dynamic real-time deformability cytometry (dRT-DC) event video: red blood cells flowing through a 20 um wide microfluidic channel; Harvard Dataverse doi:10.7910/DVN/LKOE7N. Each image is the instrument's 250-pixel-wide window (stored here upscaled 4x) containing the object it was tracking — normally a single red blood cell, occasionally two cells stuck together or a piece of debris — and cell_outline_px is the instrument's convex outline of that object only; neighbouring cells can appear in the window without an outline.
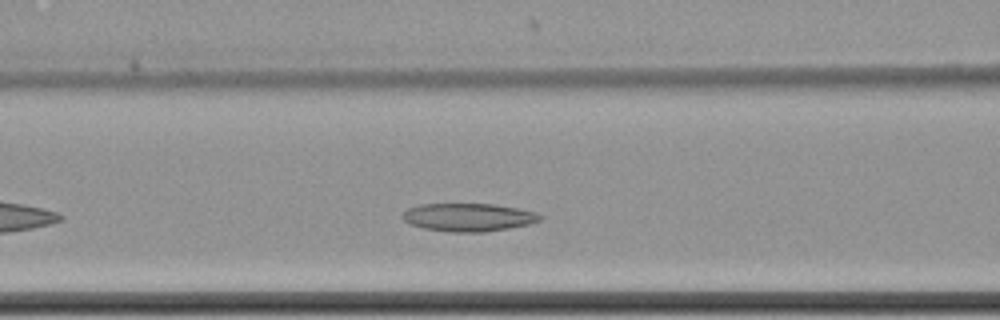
{"species": "common noctule bat (a hibernating species)", "species_latin": "Nyctalus noctula", "temperature_condition": "cold", "stored_images_in_passage": 40, "camera_frame_rate_fps": 3000, "um_per_image_px": 0.085, "animal": {"sex": "female", "body_mass_g": 22.7, "forearm_length_mm": 54.2}, "frame": {"image": 1, "passage_image": 11, "time_ms": 3.333, "image_size_px": [1000, 320], "cell_outline_px": [[544, 216], [540, 220], [528, 224], [508, 228], [484, 232], [452, 232], [424, 228], [408, 224], [400, 216], [408, 208], [420, 204], [492, 204], [516, 208], [536, 212]], "centroid_in_image_um": [39.79, 18.47], "position_along_channel_um": 126.8, "area_um2": 22.43}}
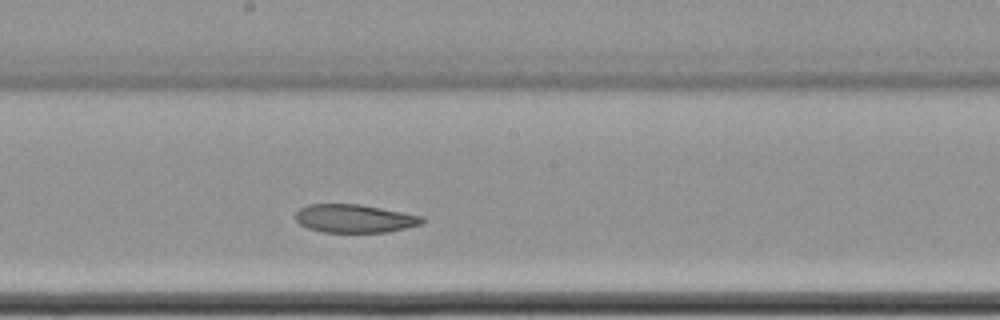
{"frame": {"image": 2, "passage_image": 19, "time_ms": 6.0, "image_size_px": [1000, 320], "cell_outline_px": [[424, 220], [420, 224], [388, 232], [324, 232], [308, 228], [300, 224], [296, 220], [296, 212], [300, 208], [308, 204], [360, 204], [424, 216]], "centroid_in_image_um": [30.12, 18.57], "position_along_channel_um": 218.1, "area_um2": 20.75}}
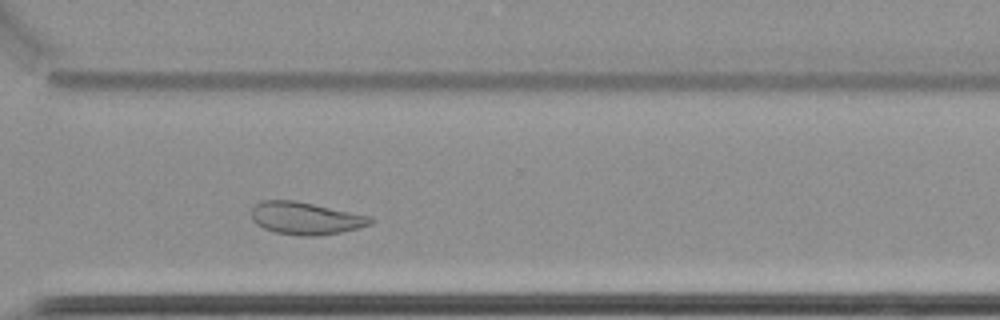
{"frame": {"image": 3, "passage_image": 30, "time_ms": 9.667, "image_size_px": [1000, 320], "cell_outline_px": [[376, 220], [372, 224], [360, 228], [340, 232], [316, 236], [300, 236], [276, 232], [264, 228], [256, 224], [252, 220], [252, 208], [260, 200], [296, 200], [372, 216]], "centroid_in_image_um": [26.02, 18.55], "position_along_channel_um": 344.6, "area_um2": 22.77}}